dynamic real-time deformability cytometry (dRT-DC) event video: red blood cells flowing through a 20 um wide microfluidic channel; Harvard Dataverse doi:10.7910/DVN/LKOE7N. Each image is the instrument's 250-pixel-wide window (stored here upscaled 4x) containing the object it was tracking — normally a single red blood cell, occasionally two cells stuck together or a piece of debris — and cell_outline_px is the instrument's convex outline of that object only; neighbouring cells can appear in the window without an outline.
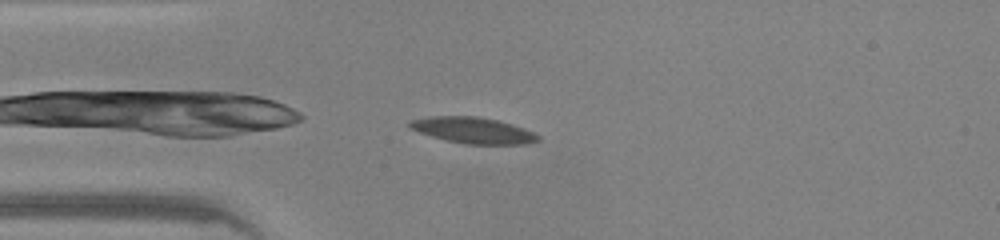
{"species": "common noctule bat (a hibernating species)", "species_latin": "Nyctalus noctula", "temperature_condition": "warm", "stored_images_in_passage": 38, "camera_frame_rate_fps": 3000, "um_per_image_px": 0.085, "animal": {"sex": "male", "body_mass_g": 20.0, "forearm_length_mm": 53.3}, "frame": {"image": 1, "passage_image": 1, "time_ms": 0.0, "image_size_px": [1000, 240], "cell_outline_px": [[540, 140], [524, 144], [468, 144], [444, 140], [408, 128], [408, 124], [412, 120], [428, 116], [476, 116], [496, 120], [512, 124], [524, 128], [540, 136]], "centroid_in_image_um": [40.2, 11.07], "position_along_channel_um": 44.8, "area_um2": 19.42}}
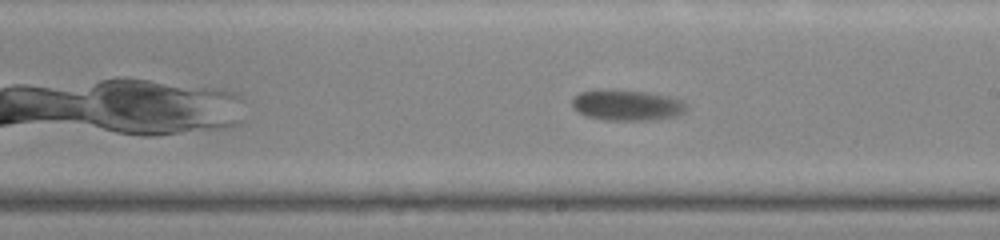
{"frame": {"image": 2, "passage_image": 16, "time_ms": 5.0, "image_size_px": [1000, 240], "cell_outline_px": [[688, 108], [684, 112], [676, 116], [652, 120], [604, 120], [584, 116], [576, 112], [572, 108], [572, 100], [580, 92], [640, 92], [664, 96], [680, 100], [688, 104]], "centroid_in_image_um": [53.29, 9.01], "position_along_channel_um": 235.7, "area_um2": 19.71}}
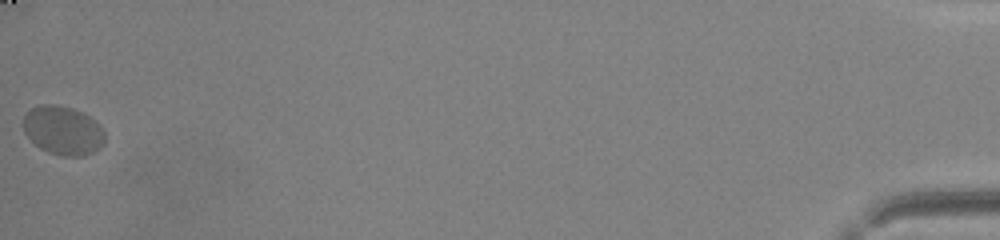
{"frame": {"image": 3, "passage_image": 38, "time_ms": 12.333, "image_size_px": [1000, 240], "cell_outline_px": [[104, 144], [100, 148], [84, 156], [60, 156], [48, 152], [40, 148], [24, 132], [24, 116], [32, 108], [40, 104], [56, 104], [72, 108], [88, 116], [104, 132]], "centroid_in_image_um": [5.34, 11.1], "position_along_channel_um": 429.9, "area_um2": 22.89}, "authors_computed_cell_mechanics": {"area_um2": 20.5479, "velocity_mm_per_s": 4.095, "shape_relaxation_time_tau1_ms": 2.0135, "shape_relaxation_time_tau2_ms": null, "deformation_change_tau1": 0.0839, "deformation_change_tau2": null}}